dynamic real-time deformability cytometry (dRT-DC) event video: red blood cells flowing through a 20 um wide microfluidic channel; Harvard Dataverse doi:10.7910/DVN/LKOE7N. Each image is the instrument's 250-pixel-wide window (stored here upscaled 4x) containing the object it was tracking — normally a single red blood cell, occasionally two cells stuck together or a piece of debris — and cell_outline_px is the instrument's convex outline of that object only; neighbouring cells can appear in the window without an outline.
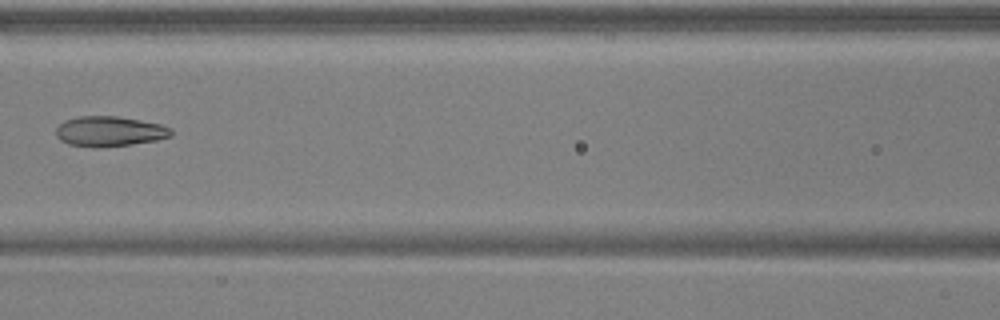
{"species": "common noctule bat (a hibernating species)", "species_latin": "Nyctalus noctula", "temperature_condition": "warm", "stored_images_in_passage": 8, "camera_frame_rate_fps": 3000, "um_per_image_px": 0.085, "animal": {"sex": "male", "body_mass_g": 17.9, "forearm_length_mm": 54.2}, "frame": {"image": 1, "passage_image": 8, "time_ms": 2.333, "image_size_px": [1000, 320], "cell_outline_px": [[172, 136], [156, 140], [132, 144], [100, 148], [92, 148], [68, 144], [60, 140], [56, 136], [56, 128], [64, 120], [80, 116], [116, 116], [140, 120], [160, 124], [172, 128]], "centroid_in_image_um": [9.29, 11.17], "position_along_channel_um": 157.3, "area_um2": 20.4}}